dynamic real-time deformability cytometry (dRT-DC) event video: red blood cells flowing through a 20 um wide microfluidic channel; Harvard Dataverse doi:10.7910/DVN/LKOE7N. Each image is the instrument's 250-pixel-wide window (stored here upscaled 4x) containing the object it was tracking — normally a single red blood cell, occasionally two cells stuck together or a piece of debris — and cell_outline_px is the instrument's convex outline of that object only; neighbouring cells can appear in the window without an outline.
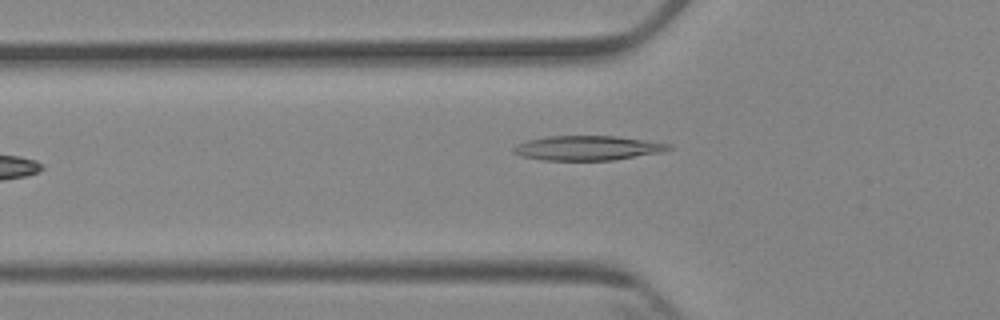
{"species": "Egyptian fruit bat (a non-hibernating species)", "species_latin": "Rousettus aegyptiacus", "temperature_condition": "cold", "stored_images_in_passage": 7, "camera_frame_rate_fps": 3000, "um_per_image_px": 0.085, "animal": {"sex": "female"}, "frame": {"image": 1, "passage_image": 6, "time_ms": 7.0, "image_size_px": [1000, 320], "cell_outline_px": [[672, 148], [664, 152], [612, 160], [544, 160], [520, 156], [512, 152], [512, 148], [516, 144], [528, 140], [548, 136], [616, 136], [672, 144]], "centroid_in_image_um": [49.93, 12.58], "position_along_channel_um": 75.9, "area_um2": 22.25}}
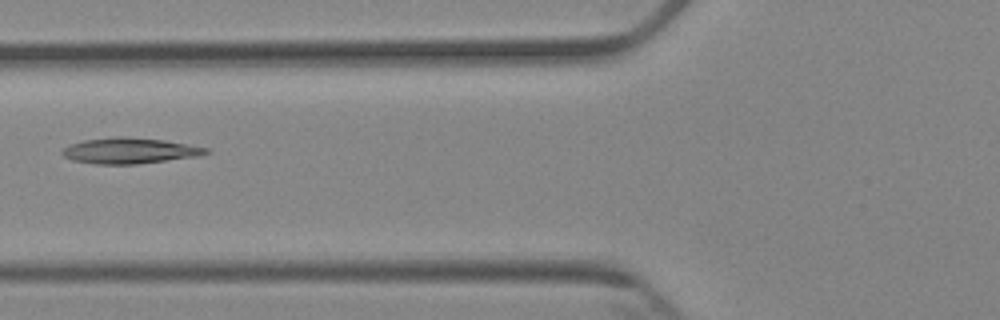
{"frame": {"image": 2, "passage_image": 7, "time_ms": 8.0, "image_size_px": [1000, 320], "cell_outline_px": [[212, 152], [200, 156], [136, 164], [96, 164], [72, 160], [64, 156], [60, 152], [68, 144], [84, 140], [116, 136], [120, 136], [164, 140], [208, 148]], "centroid_in_image_um": [11.01, 12.81], "position_along_channel_um": 114.8, "area_um2": 21.62}}